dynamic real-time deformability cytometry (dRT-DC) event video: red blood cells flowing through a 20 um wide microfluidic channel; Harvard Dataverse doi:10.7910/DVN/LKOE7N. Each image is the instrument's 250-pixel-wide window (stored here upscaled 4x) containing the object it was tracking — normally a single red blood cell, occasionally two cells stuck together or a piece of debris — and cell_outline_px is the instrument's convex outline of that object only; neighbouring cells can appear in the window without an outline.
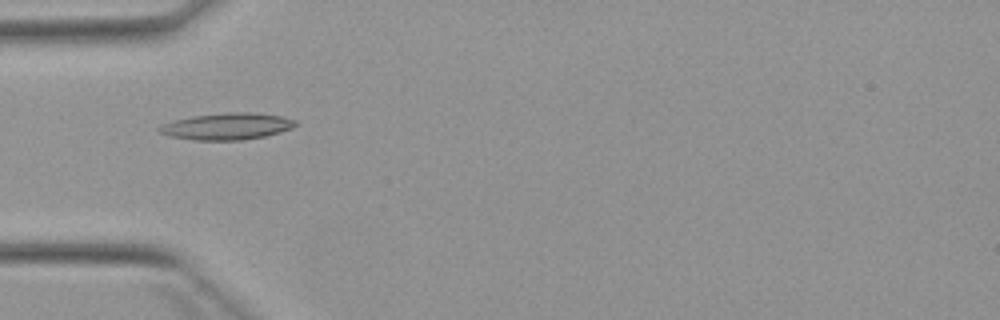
{"species": "Egyptian fruit bat (a non-hibernating species)", "species_latin": "Rousettus aegyptiacus", "temperature_condition": "warm", "stored_images_in_passage": 5, "camera_frame_rate_fps": 3000, "um_per_image_px": 0.085, "animal": {"sex": "female"}, "frame": {"image": 1, "passage_image": 3, "time_ms": 2.333, "image_size_px": [1000, 320], "cell_outline_px": [[296, 124], [292, 128], [280, 132], [264, 136], [240, 140], [192, 140], [172, 136], [160, 132], [156, 128], [164, 124], [176, 120], [192, 116], [228, 112], [256, 112], [284, 116], [296, 120]], "centroid_in_image_um": [19.34, 10.73], "position_along_channel_um": 65.7, "area_um2": 21.1}}
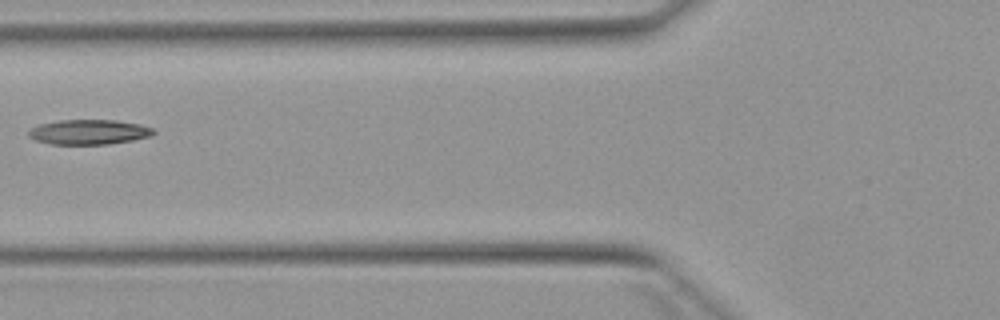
{"frame": {"image": 2, "passage_image": 4, "time_ms": 3.667, "image_size_px": [1000, 320], "cell_outline_px": [[156, 132], [152, 136], [132, 140], [108, 144], [52, 144], [36, 140], [28, 136], [28, 128], [40, 124], [60, 120], [116, 120], [140, 124], [152, 128]], "centroid_in_image_um": [7.55, 11.22], "position_along_channel_um": 118.2, "area_um2": 18.15}}
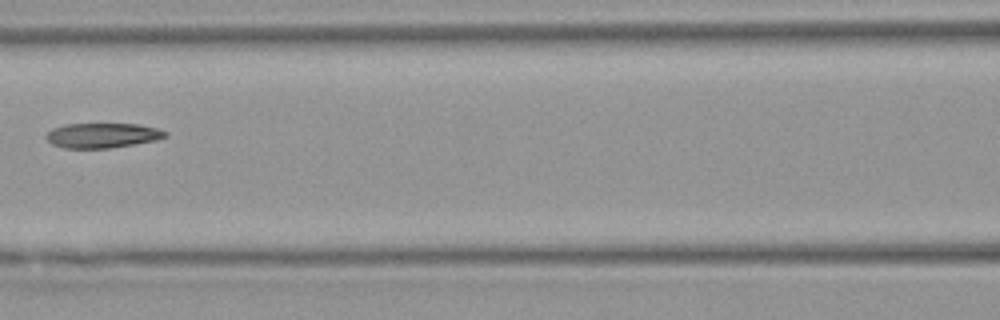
{"frame": {"image": 3, "passage_image": 5, "time_ms": 4.667, "image_size_px": [1000, 320], "cell_outline_px": [[168, 136], [156, 140], [108, 148], [64, 148], [52, 144], [44, 136], [52, 128], [64, 124], [140, 124], [156, 128], [168, 132]], "centroid_in_image_um": [8.69, 11.5], "position_along_channel_um": 157.9, "area_um2": 17.22}}